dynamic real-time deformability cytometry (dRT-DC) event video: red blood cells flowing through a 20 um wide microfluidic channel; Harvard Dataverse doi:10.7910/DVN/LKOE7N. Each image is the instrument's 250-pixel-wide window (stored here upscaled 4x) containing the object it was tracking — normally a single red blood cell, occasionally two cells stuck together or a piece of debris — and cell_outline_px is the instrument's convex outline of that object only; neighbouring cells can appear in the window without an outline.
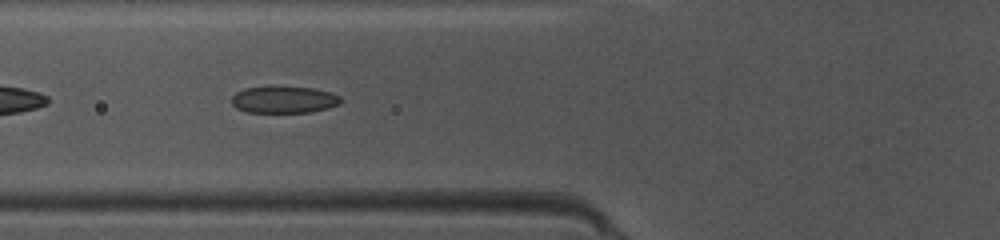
{"species": "common noctule bat (a hibernating species)", "species_latin": "Nyctalus noctula", "temperature_condition": "warm", "stored_images_in_passage": 47, "camera_frame_rate_fps": 3000, "um_per_image_px": 0.085, "animal": {"sex": "female", "body_mass_g": 10.0, "forearm_length_mm": 53.1}, "frame": {"image": 1, "passage_image": 18, "time_ms": 5.667, "image_size_px": [1000, 240], "cell_outline_px": [[344, 100], [340, 104], [328, 108], [308, 112], [248, 112], [236, 108], [232, 104], [232, 96], [236, 92], [244, 88], [312, 88], [328, 92], [340, 96]], "centroid_in_image_um": [24.15, 8.49], "position_along_channel_um": 101.7, "area_um2": 16.65}}
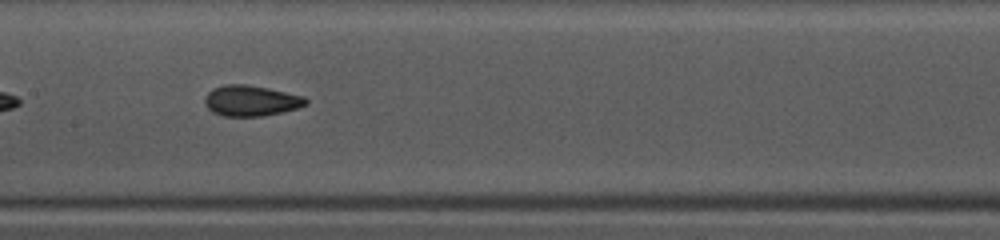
{"frame": {"image": 2, "passage_image": 24, "time_ms": 7.667, "image_size_px": [1000, 240], "cell_outline_px": [[308, 104], [296, 108], [280, 112], [260, 116], [224, 116], [212, 112], [204, 104], [204, 96], [212, 88], [224, 84], [248, 84], [268, 88], [304, 96], [308, 100]], "centroid_in_image_um": [21.29, 8.54], "position_along_channel_um": 186.1, "area_um2": 18.15}}
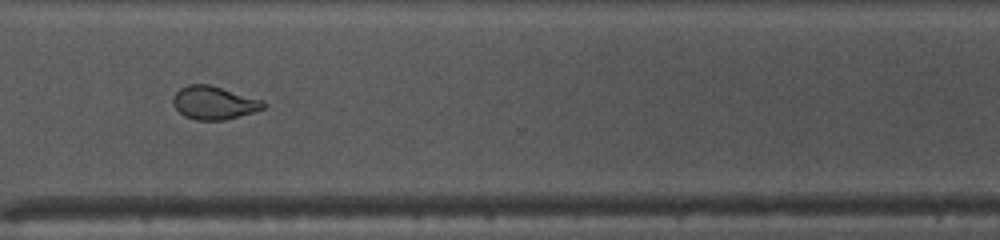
{"frame": {"image": 3, "passage_image": 36, "time_ms": 11.667, "image_size_px": [1000, 240], "cell_outline_px": [[268, 104], [264, 108], [252, 112], [224, 120], [196, 120], [184, 116], [172, 104], [172, 96], [180, 88], [188, 84], [208, 84], [260, 100]], "centroid_in_image_um": [18.13, 8.74], "position_along_channel_um": 352.5, "area_um2": 17.22}}